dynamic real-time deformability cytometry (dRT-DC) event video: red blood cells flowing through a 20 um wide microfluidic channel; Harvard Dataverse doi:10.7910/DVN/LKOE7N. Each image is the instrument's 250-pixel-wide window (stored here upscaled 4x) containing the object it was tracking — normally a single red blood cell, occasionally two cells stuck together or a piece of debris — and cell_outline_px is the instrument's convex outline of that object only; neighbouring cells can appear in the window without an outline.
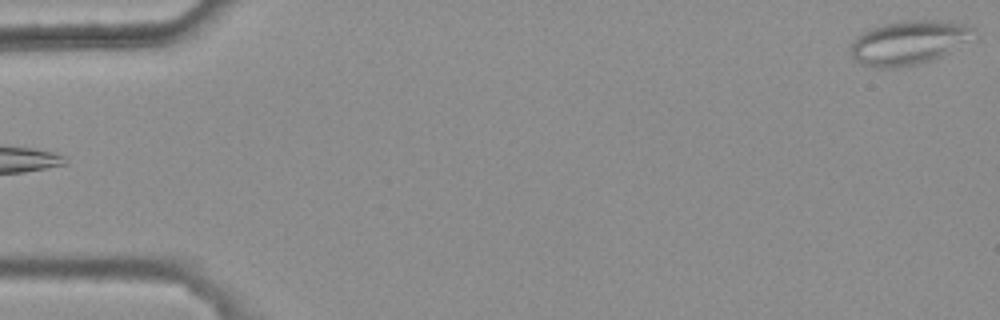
{"species": "common noctule bat (a hibernating species)", "species_latin": "Nyctalus noctula", "temperature_condition": "warm", "stored_images_in_passage": 6, "camera_frame_rate_fps": 3000, "um_per_image_px": 0.085, "animal": {"sex": "female", "body_mass_g": 25.1}, "frame": {"image": 1, "passage_image": 6, "time_ms": 1.667, "image_size_px": [1000, 320], "cell_outline_px": [[976, 32], [940, 56], [932, 60], [916, 64], [896, 68], [876, 68], [860, 64], [852, 56], [852, 40], [860, 32], [884, 24], [904, 20], [944, 20], [972, 24]], "centroid_in_image_um": [77.18, 3.6], "position_along_channel_um": 7.8, "area_um2": 31.27}}